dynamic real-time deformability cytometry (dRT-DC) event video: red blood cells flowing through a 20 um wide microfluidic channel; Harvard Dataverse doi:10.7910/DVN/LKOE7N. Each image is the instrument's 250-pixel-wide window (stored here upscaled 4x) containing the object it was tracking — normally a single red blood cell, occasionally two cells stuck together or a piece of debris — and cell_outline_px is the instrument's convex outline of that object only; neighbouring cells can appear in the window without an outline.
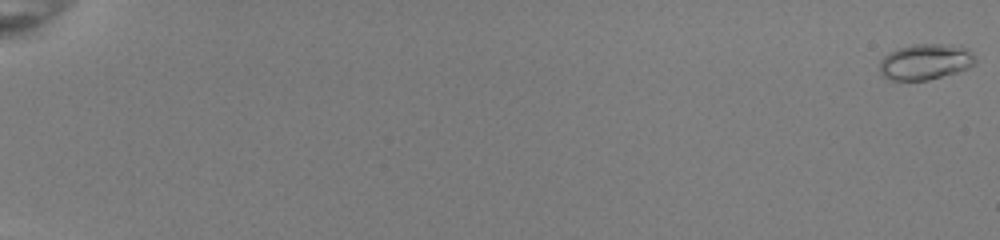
{"species": "common noctule bat (a hibernating species)", "species_latin": "Nyctalus noctula", "temperature_condition": "room temperature", "stored_images_in_passage": 54, "camera_frame_rate_fps": 3000, "um_per_image_px": 0.085, "animal": {"sex": "female", "body_mass_g": 22.0, "forearm_length_mm": 56.7}, "frame": {"image": 1, "passage_image": 1, "time_ms": 0.0, "image_size_px": [1000, 240], "cell_outline_px": [[976, 64], [968, 68], [956, 72], [928, 80], [892, 80], [880, 76], [880, 60], [888, 52], [896, 48], [912, 44], [960, 44], [968, 48], [972, 52], [976, 60]], "centroid_in_image_um": [78.67, 5.23], "position_along_channel_um": 6.3, "area_um2": 20.4}}
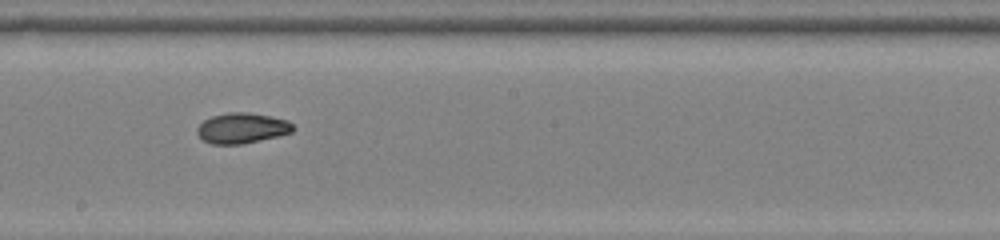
{"frame": {"image": 2, "passage_image": 34, "time_ms": 11.0, "image_size_px": [1000, 240], "cell_outline_px": [[296, 128], [292, 132], [276, 136], [240, 144], [212, 144], [204, 140], [196, 132], [196, 128], [204, 120], [212, 116], [228, 112], [248, 112], [288, 120]], "centroid_in_image_um": [20.56, 10.88], "position_along_channel_um": 227.6, "area_um2": 16.82}}
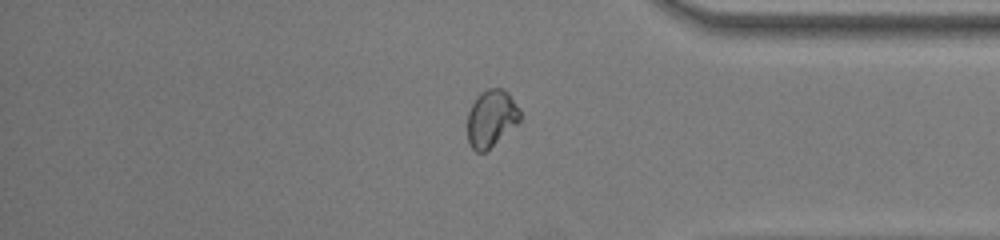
{"frame": {"image": 3, "passage_image": 47, "time_ms": 15.333, "image_size_px": [1000, 240], "cell_outline_px": [[520, 120], [516, 124], [484, 152], [476, 152], [472, 148], [468, 140], [468, 112], [476, 96], [480, 92], [488, 88], [500, 88], [508, 92], [520, 108]], "centroid_in_image_um": [41.75, 10.02], "position_along_channel_um": 393.5, "area_um2": 17.28}, "authors_computed_cell_mechanics": {"area_um2": 17.3689, "velocity_mm_per_s": 4.0156, "shape_relaxation_time_tau1_ms": null, "shape_relaxation_time_tau2_ms": 1.7203, "deformation_change_tau1": null, "deformation_change_tau2": 0.0419}}